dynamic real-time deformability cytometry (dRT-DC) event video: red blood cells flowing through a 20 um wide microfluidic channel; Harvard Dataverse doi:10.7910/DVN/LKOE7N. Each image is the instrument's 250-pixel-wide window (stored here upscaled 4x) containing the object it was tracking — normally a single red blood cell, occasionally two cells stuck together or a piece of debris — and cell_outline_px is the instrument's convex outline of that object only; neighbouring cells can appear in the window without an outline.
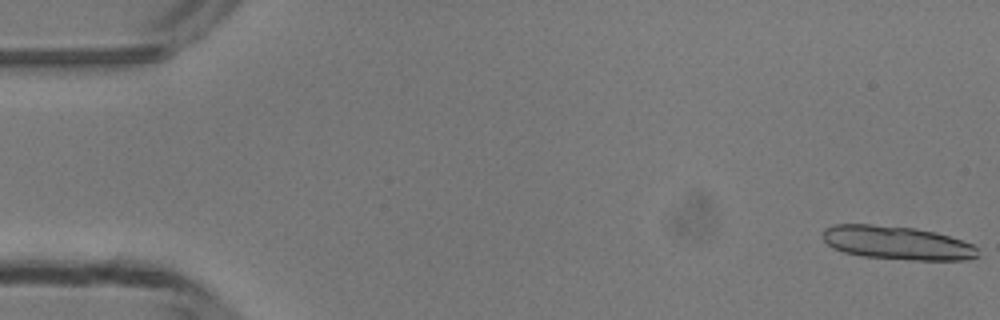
{"species": "common noctule bat (a hibernating species)", "species_latin": "Nyctalus noctula", "temperature_condition": "room temperature", "stored_images_in_passage": 14, "camera_frame_rate_fps": 3000, "um_per_image_px": 0.085, "animal": {"sex": "male", "body_mass_g": 13.3}, "frame": {"image": 1, "passage_image": 1, "time_ms": 0.0, "image_size_px": [1000, 320], "cell_outline_px": [[980, 256], [968, 260], [912, 260], [860, 256], [844, 252], [832, 248], [824, 240], [824, 228], [832, 224], [872, 224], [916, 228], [936, 232], [972, 244], [976, 248]], "centroid_in_image_um": [76.24, 20.64], "position_along_channel_um": 8.8, "area_um2": 30.46}}